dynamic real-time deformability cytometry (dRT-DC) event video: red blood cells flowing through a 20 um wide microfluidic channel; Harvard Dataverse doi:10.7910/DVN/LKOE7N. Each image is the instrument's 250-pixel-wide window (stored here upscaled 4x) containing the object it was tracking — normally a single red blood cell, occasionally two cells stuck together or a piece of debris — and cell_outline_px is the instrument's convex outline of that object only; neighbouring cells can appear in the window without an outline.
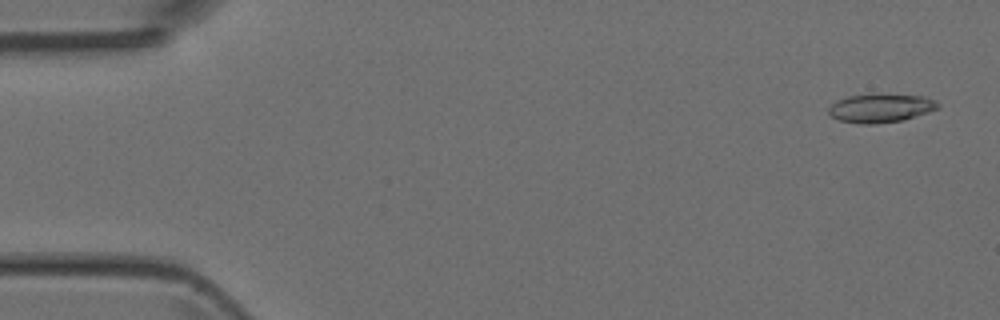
{"species": "Egyptian fruit bat (a non-hibernating species)", "species_latin": "Rousettus aegyptiacus", "temperature_condition": "room temperature", "stored_images_in_passage": 50, "camera_frame_rate_fps": 3000, "um_per_image_px": 0.085, "animal": {"sex": "female"}, "frame": {"image": 1, "passage_image": 2, "time_ms": 0.333, "image_size_px": [1000, 320], "cell_outline_px": [[940, 108], [904, 120], [876, 124], [860, 124], [840, 120], [832, 116], [828, 112], [828, 108], [836, 100], [848, 96], [872, 92], [924, 96], [936, 100], [940, 104]], "centroid_in_image_um": [74.88, 9.16], "position_along_channel_um": 10.1, "area_um2": 18.84}}
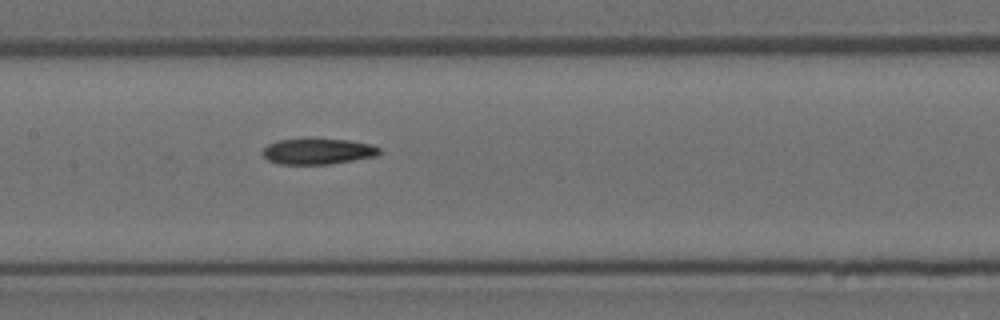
{"frame": {"image": 2, "passage_image": 24, "time_ms": 7.667, "image_size_px": [1000, 320], "cell_outline_px": [[380, 152], [376, 156], [328, 164], [280, 164], [268, 160], [260, 152], [268, 144], [276, 140], [348, 140], [372, 144], [380, 148]], "centroid_in_image_um": [27.0, 12.88], "position_along_channel_um": 180.4, "area_um2": 17.22}}
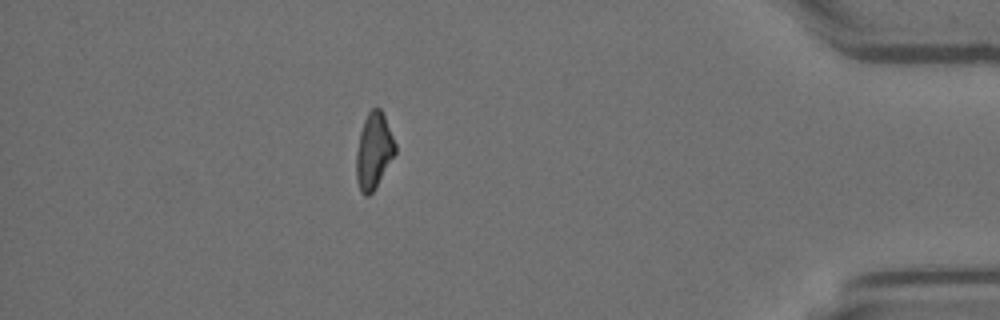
{"frame": {"image": 3, "passage_image": 44, "time_ms": 14.333, "image_size_px": [1000, 320], "cell_outline_px": [[396, 152], [372, 192], [368, 196], [364, 196], [360, 192], [356, 180], [356, 152], [360, 132], [364, 120], [368, 112], [372, 108], [380, 108], [384, 116], [396, 144]], "centroid_in_image_um": [31.75, 12.84], "position_along_channel_um": 403.5, "area_um2": 17.05}}